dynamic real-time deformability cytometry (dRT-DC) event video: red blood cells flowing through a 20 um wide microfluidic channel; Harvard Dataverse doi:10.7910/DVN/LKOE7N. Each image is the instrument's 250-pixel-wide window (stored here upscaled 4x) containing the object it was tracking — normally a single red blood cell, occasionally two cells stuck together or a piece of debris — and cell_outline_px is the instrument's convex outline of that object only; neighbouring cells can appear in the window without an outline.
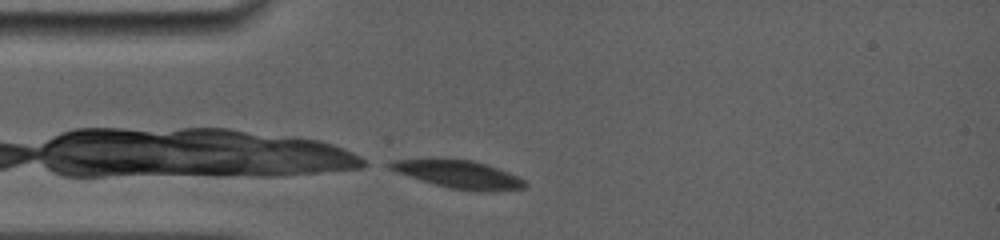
{"species": "common noctule bat (a hibernating species)", "species_latin": "Nyctalus noctula", "temperature_condition": "room temperature", "stored_images_in_passage": 5, "camera_frame_rate_fps": 5000, "um_per_image_px": 0.085, "animal": {"sex": "female", "body_mass_g": 19.0, "forearm_length_mm": 56.7}, "frame": {"image": 1, "passage_image": 1, "time_ms": 0.0, "image_size_px": [1000, 240], "cell_outline_px": [[528, 184], [524, 188], [476, 192], [452, 188], [436, 184], [396, 172], [388, 168], [384, 164], [392, 160], [472, 160], [488, 164], [508, 172], [524, 180]], "centroid_in_image_um": [39.01, 14.83], "position_along_channel_um": 46.0, "area_um2": 21.33}}